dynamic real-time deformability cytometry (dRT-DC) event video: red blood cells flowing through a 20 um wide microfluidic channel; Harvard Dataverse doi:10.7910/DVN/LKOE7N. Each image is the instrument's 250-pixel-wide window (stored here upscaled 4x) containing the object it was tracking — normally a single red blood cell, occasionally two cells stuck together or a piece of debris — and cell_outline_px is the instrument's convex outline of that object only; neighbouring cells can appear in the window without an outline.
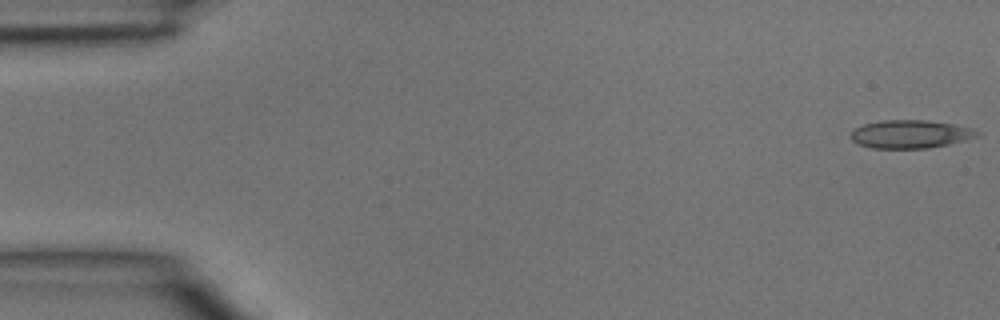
{"species": "common noctule bat (a hibernating species)", "species_latin": "Nyctalus noctula", "temperature_condition": "room temperature", "stored_images_in_passage": 46, "camera_frame_rate_fps": 3000, "um_per_image_px": 0.085, "animal": {"sex": "male", "body_mass_g": 15.6}, "frame": {"image": 1, "passage_image": 1, "time_ms": 0.0, "image_size_px": [1000, 320], "cell_outline_px": [[980, 136], [948, 144], [928, 148], [872, 148], [860, 144], [852, 140], [848, 136], [856, 128], [864, 124], [880, 120], [924, 120], [956, 124], [972, 128], [980, 132]], "centroid_in_image_um": [77.4, 11.39], "position_along_channel_um": 7.6, "area_um2": 20.75}}
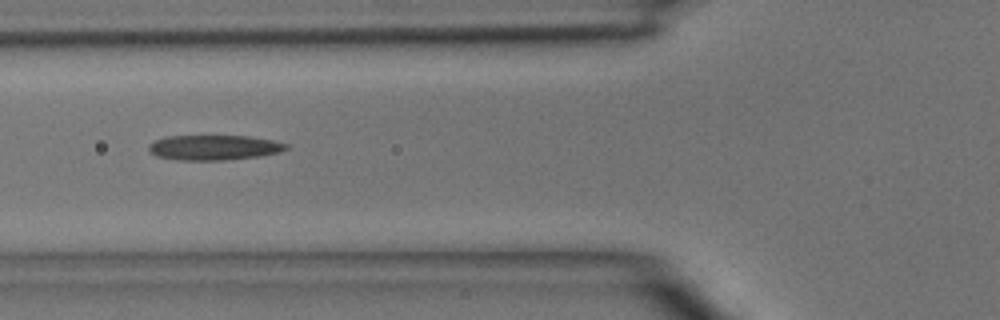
{"frame": {"image": 2, "passage_image": 17, "time_ms": 5.333, "image_size_px": [1000, 320], "cell_outline_px": [[288, 148], [280, 152], [260, 156], [224, 160], [180, 160], [156, 156], [148, 148], [148, 144], [156, 140], [168, 136], [248, 136], [272, 140], [288, 144]], "centroid_in_image_um": [18.2, 12.54], "position_along_channel_um": 107.6, "area_um2": 19.94}}
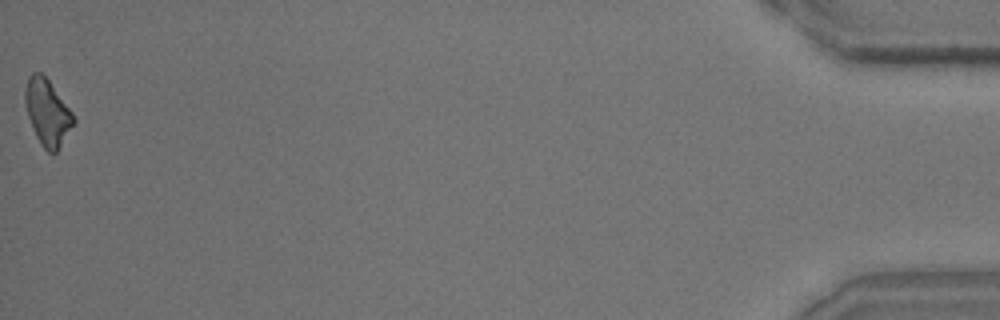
{"frame": {"image": 3, "passage_image": 46, "time_ms": 15.0, "image_size_px": [1000, 320], "cell_outline_px": [[76, 120], [56, 152], [48, 152], [44, 148], [36, 136], [28, 116], [24, 104], [24, 92], [28, 76], [32, 72], [40, 72], [48, 80], [72, 112]], "centroid_in_image_um": [4.0, 9.53], "position_along_channel_um": 431.2, "area_um2": 18.32}}